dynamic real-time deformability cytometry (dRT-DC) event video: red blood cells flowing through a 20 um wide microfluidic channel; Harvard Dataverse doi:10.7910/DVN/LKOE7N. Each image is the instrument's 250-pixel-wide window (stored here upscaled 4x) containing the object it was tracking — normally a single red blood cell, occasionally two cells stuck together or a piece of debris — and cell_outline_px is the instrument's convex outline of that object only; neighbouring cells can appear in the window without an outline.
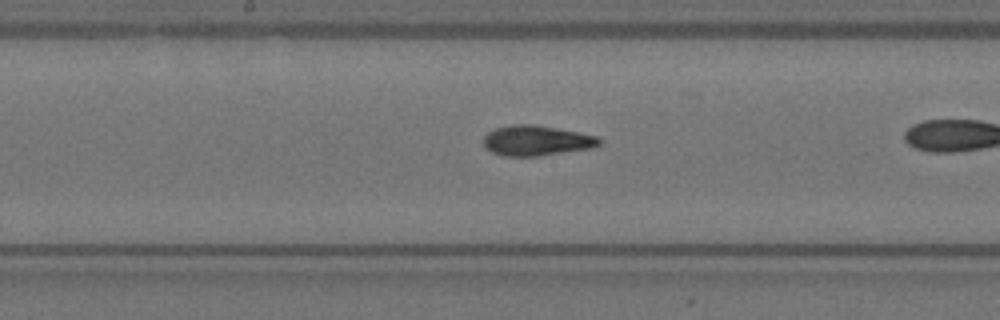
{"species": "Egyptian fruit bat (a non-hibernating species)", "species_latin": "Rousettus aegyptiacus", "temperature_condition": "warm", "stored_images_in_passage": 36, "camera_frame_rate_fps": 3000, "um_per_image_px": 0.085, "animal": {"sex": "female"}, "frame": {"image": 1, "passage_image": 21, "time_ms": 6.667, "image_size_px": [1000, 320], "cell_outline_px": [[604, 140], [600, 144], [592, 148], [540, 156], [500, 156], [492, 152], [484, 144], [484, 136], [488, 132], [496, 128], [512, 124], [532, 124], [556, 128], [596, 136]], "centroid_in_image_um": [45.61, 11.96], "position_along_channel_um": 202.6, "area_um2": 20.35}}
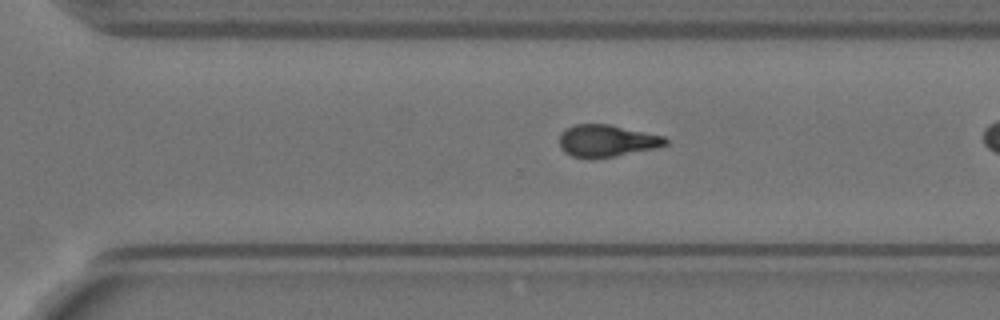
{"frame": {"image": 2, "passage_image": 31, "time_ms": 10.0, "image_size_px": [1000, 320], "cell_outline_px": [[668, 144], [656, 148], [592, 160], [572, 156], [564, 152], [560, 148], [560, 132], [564, 128], [576, 124], [608, 124], [664, 136], [668, 140]], "centroid_in_image_um": [51.53, 11.98], "position_along_channel_um": 319.1, "area_um2": 20.0}}